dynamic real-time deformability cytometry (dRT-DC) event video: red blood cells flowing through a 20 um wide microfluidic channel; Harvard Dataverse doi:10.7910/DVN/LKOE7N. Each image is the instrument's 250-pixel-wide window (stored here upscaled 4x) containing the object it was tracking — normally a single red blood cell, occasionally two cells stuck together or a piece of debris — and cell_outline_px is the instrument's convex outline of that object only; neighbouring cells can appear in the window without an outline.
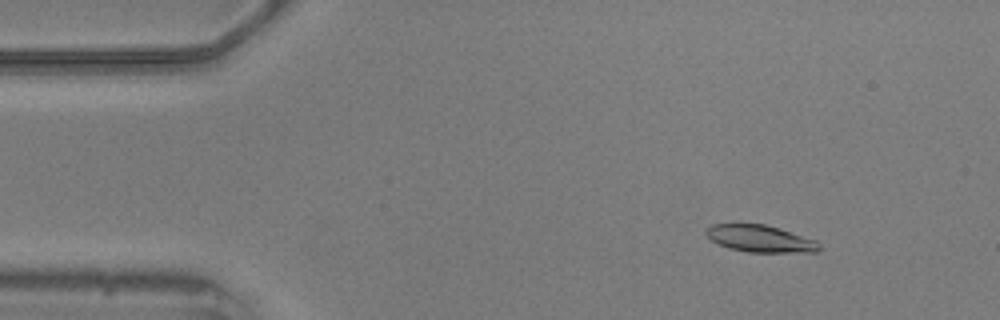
{"species": "common noctule bat (a hibernating species)", "species_latin": "Nyctalus noctula", "temperature_condition": "warm", "stored_images_in_passage": 51, "camera_frame_rate_fps": 3000, "um_per_image_px": 0.085, "animal": {"sex": "male", "body_mass_g": 20.5, "forearm_length_mm": 52.5}, "frame": {"image": 1, "passage_image": 7, "time_ms": 2.0, "image_size_px": [1000, 320], "cell_outline_px": [[820, 252], [748, 252], [728, 248], [712, 240], [704, 232], [704, 228], [712, 224], [732, 220], [764, 224], [780, 228], [816, 240], [820, 244]], "centroid_in_image_um": [64.54, 20.23], "position_along_channel_um": 20.5, "area_um2": 18.61}}
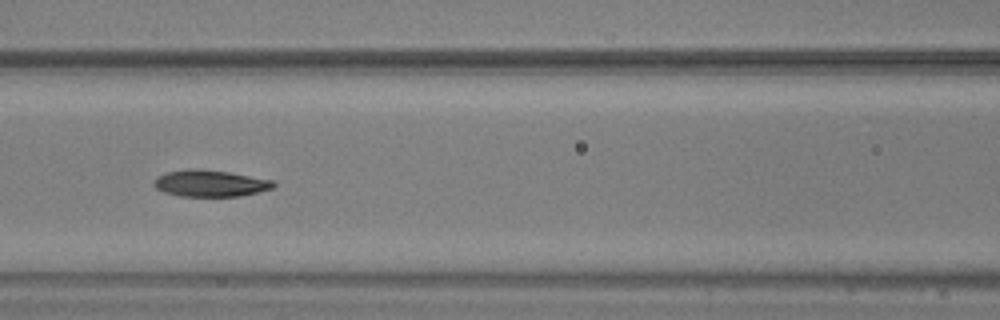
{"frame": {"image": 2, "passage_image": 24, "time_ms": 7.667, "image_size_px": [1000, 320], "cell_outline_px": [[276, 184], [272, 188], [260, 192], [240, 196], [180, 196], [164, 192], [156, 188], [152, 184], [152, 180], [156, 176], [168, 172], [188, 168], [228, 172], [272, 180]], "centroid_in_image_um": [17.83, 15.59], "position_along_channel_um": 148.8, "area_um2": 18.5}}
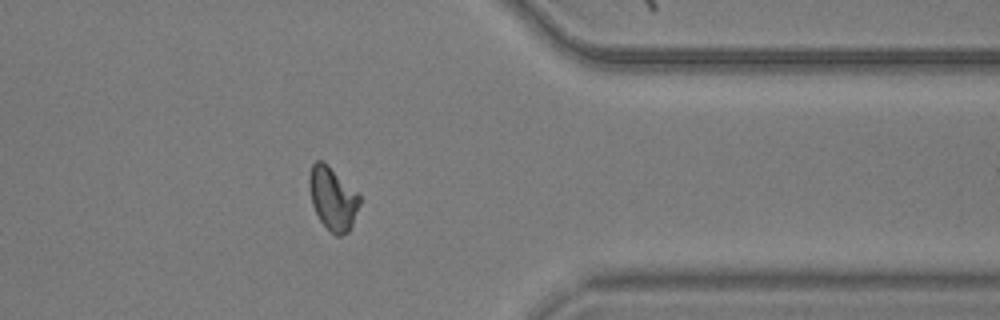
{"frame": {"image": 3, "passage_image": 45, "time_ms": 14.667, "image_size_px": [1000, 320], "cell_outline_px": [[360, 204], [352, 224], [348, 232], [340, 236], [336, 236], [320, 220], [312, 204], [308, 184], [308, 176], [312, 164], [316, 160], [324, 160], [360, 196]], "centroid_in_image_um": [28.26, 16.84], "position_along_channel_um": 383.1, "area_um2": 18.38}}